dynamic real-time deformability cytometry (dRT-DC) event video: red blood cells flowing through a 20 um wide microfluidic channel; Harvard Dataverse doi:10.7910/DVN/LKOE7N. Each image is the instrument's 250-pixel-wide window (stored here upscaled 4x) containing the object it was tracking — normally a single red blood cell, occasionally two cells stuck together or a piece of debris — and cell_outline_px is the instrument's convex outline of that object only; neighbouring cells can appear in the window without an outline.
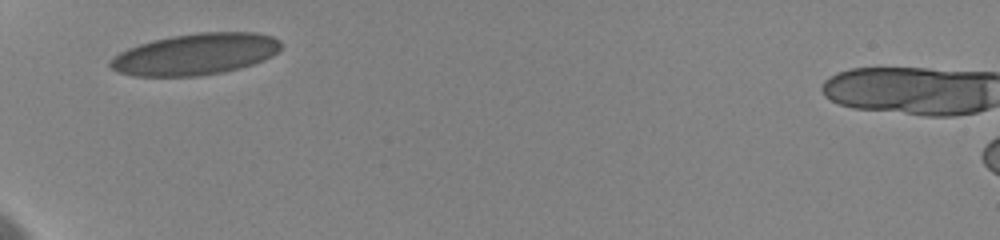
{"species": "human", "species_latin": "Homo sapiens", "temperature_condition": "cold", "stored_images_in_passage": 6, "camera_frame_rate_fps": 3000, "um_per_image_px": 0.085, "donor": {"sex": "female"}, "frame": {"image": 1, "passage_image": 1, "time_ms": 0.0, "image_size_px": [1000, 240], "cell_outline_px": [[280, 48], [272, 56], [264, 60], [240, 68], [224, 72], [196, 76], [132, 76], [120, 72], [112, 68], [108, 64], [112, 56], [128, 48], [152, 40], [172, 36], [200, 32], [256, 32], [272, 36], [280, 40]], "centroid_in_image_um": [16.61, 4.6], "position_along_channel_um": 68.4, "area_um2": 41.21}}